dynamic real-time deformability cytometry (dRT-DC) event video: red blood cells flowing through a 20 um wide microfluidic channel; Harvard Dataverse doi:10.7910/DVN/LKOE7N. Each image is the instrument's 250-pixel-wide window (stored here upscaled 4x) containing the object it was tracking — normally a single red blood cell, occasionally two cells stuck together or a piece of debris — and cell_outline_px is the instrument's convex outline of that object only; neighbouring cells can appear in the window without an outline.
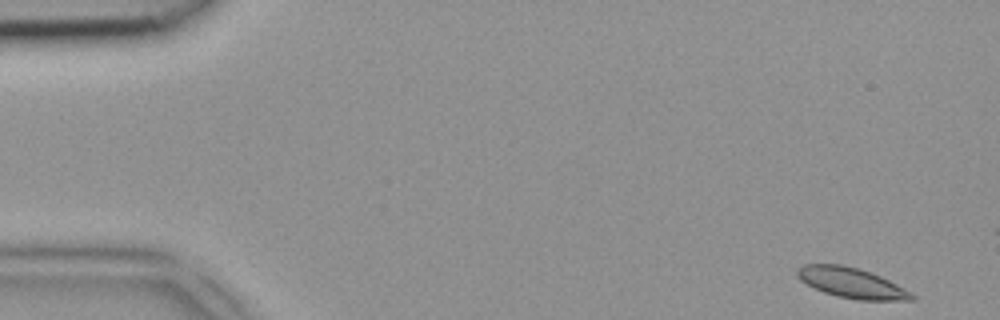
{"species": "common noctule bat (a hibernating species)", "species_latin": "Nyctalus noctula", "temperature_condition": "room temperature", "stored_images_in_passage": 11, "camera_frame_rate_fps": 3000, "um_per_image_px": 0.085, "animal": {"sex": "female", "body_mass_g": 18.4}, "frame": {"image": 1, "passage_image": 1, "time_ms": 0.0, "image_size_px": [1000, 320], "cell_outline_px": [[916, 300], [860, 300], [836, 296], [824, 292], [800, 280], [796, 276], [796, 268], [804, 264], [840, 264], [856, 268], [880, 276], [896, 284], [916, 296]], "centroid_in_image_um": [72.35, 24.04], "position_along_channel_um": 12.7, "area_um2": 19.94}}